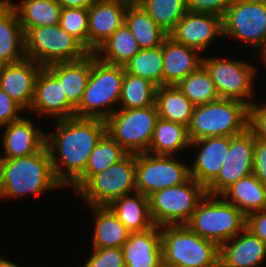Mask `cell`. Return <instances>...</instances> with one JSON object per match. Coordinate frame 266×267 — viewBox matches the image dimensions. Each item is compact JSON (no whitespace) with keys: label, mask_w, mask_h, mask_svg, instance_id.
<instances>
[{"label":"cell","mask_w":266,"mask_h":267,"mask_svg":"<svg viewBox=\"0 0 266 267\" xmlns=\"http://www.w3.org/2000/svg\"><path fill=\"white\" fill-rule=\"evenodd\" d=\"M84 267H125L123 252L121 248L109 247L92 249V254L88 258Z\"/></svg>","instance_id":"ab89813d"},{"label":"cell","mask_w":266,"mask_h":267,"mask_svg":"<svg viewBox=\"0 0 266 267\" xmlns=\"http://www.w3.org/2000/svg\"><path fill=\"white\" fill-rule=\"evenodd\" d=\"M0 267H21V266L16 265V264L12 263L11 261L0 258Z\"/></svg>","instance_id":"7dc6e473"},{"label":"cell","mask_w":266,"mask_h":267,"mask_svg":"<svg viewBox=\"0 0 266 267\" xmlns=\"http://www.w3.org/2000/svg\"><path fill=\"white\" fill-rule=\"evenodd\" d=\"M131 75L149 80L157 87L163 85V45L140 49L125 65Z\"/></svg>","instance_id":"e575fe53"},{"label":"cell","mask_w":266,"mask_h":267,"mask_svg":"<svg viewBox=\"0 0 266 267\" xmlns=\"http://www.w3.org/2000/svg\"><path fill=\"white\" fill-rule=\"evenodd\" d=\"M189 168L174 156L136 153V192L149 197L164 188L183 184L191 178Z\"/></svg>","instance_id":"7c38bea8"},{"label":"cell","mask_w":266,"mask_h":267,"mask_svg":"<svg viewBox=\"0 0 266 267\" xmlns=\"http://www.w3.org/2000/svg\"><path fill=\"white\" fill-rule=\"evenodd\" d=\"M59 25L88 50V9L62 8Z\"/></svg>","instance_id":"f35d334b"},{"label":"cell","mask_w":266,"mask_h":267,"mask_svg":"<svg viewBox=\"0 0 266 267\" xmlns=\"http://www.w3.org/2000/svg\"><path fill=\"white\" fill-rule=\"evenodd\" d=\"M220 196L246 216L252 212L266 210V186L253 173L239 179Z\"/></svg>","instance_id":"484cf974"},{"label":"cell","mask_w":266,"mask_h":267,"mask_svg":"<svg viewBox=\"0 0 266 267\" xmlns=\"http://www.w3.org/2000/svg\"><path fill=\"white\" fill-rule=\"evenodd\" d=\"M163 267H214L219 246L192 232L185 224L160 227Z\"/></svg>","instance_id":"277c9868"},{"label":"cell","mask_w":266,"mask_h":267,"mask_svg":"<svg viewBox=\"0 0 266 267\" xmlns=\"http://www.w3.org/2000/svg\"><path fill=\"white\" fill-rule=\"evenodd\" d=\"M217 177L206 187V193L221 195L239 179L253 173L254 135L247 129L230 137V148Z\"/></svg>","instance_id":"5bb4252c"},{"label":"cell","mask_w":266,"mask_h":267,"mask_svg":"<svg viewBox=\"0 0 266 267\" xmlns=\"http://www.w3.org/2000/svg\"><path fill=\"white\" fill-rule=\"evenodd\" d=\"M185 225L200 237L220 246L243 231L246 215L220 195L206 193Z\"/></svg>","instance_id":"8992f818"},{"label":"cell","mask_w":266,"mask_h":267,"mask_svg":"<svg viewBox=\"0 0 266 267\" xmlns=\"http://www.w3.org/2000/svg\"><path fill=\"white\" fill-rule=\"evenodd\" d=\"M132 0H96L88 9V51L94 53L125 23Z\"/></svg>","instance_id":"2e32d148"},{"label":"cell","mask_w":266,"mask_h":267,"mask_svg":"<svg viewBox=\"0 0 266 267\" xmlns=\"http://www.w3.org/2000/svg\"><path fill=\"white\" fill-rule=\"evenodd\" d=\"M157 86L147 79L124 72L120 109L145 108L155 105Z\"/></svg>","instance_id":"d590c367"},{"label":"cell","mask_w":266,"mask_h":267,"mask_svg":"<svg viewBox=\"0 0 266 267\" xmlns=\"http://www.w3.org/2000/svg\"><path fill=\"white\" fill-rule=\"evenodd\" d=\"M24 109L0 88V128L22 118Z\"/></svg>","instance_id":"7bdbcfd3"},{"label":"cell","mask_w":266,"mask_h":267,"mask_svg":"<svg viewBox=\"0 0 266 267\" xmlns=\"http://www.w3.org/2000/svg\"><path fill=\"white\" fill-rule=\"evenodd\" d=\"M42 65L23 58L0 65V88L24 110H29L34 96L35 82Z\"/></svg>","instance_id":"ac0fdd59"},{"label":"cell","mask_w":266,"mask_h":267,"mask_svg":"<svg viewBox=\"0 0 266 267\" xmlns=\"http://www.w3.org/2000/svg\"><path fill=\"white\" fill-rule=\"evenodd\" d=\"M125 24L135 36L140 49L161 46L169 36L135 0L127 6Z\"/></svg>","instance_id":"f1b7e54d"},{"label":"cell","mask_w":266,"mask_h":267,"mask_svg":"<svg viewBox=\"0 0 266 267\" xmlns=\"http://www.w3.org/2000/svg\"><path fill=\"white\" fill-rule=\"evenodd\" d=\"M124 72V66L103 62L92 53L91 72L76 117L106 120L113 114L117 109L112 105L119 102Z\"/></svg>","instance_id":"3957f363"},{"label":"cell","mask_w":266,"mask_h":267,"mask_svg":"<svg viewBox=\"0 0 266 267\" xmlns=\"http://www.w3.org/2000/svg\"><path fill=\"white\" fill-rule=\"evenodd\" d=\"M205 195L206 188L193 178L151 194L148 198L153 224L159 227L186 224Z\"/></svg>","instance_id":"ba28073f"},{"label":"cell","mask_w":266,"mask_h":267,"mask_svg":"<svg viewBox=\"0 0 266 267\" xmlns=\"http://www.w3.org/2000/svg\"><path fill=\"white\" fill-rule=\"evenodd\" d=\"M136 192V154L129 153L121 161L93 175L77 193L88 206H108L123 195Z\"/></svg>","instance_id":"9c48e42d"},{"label":"cell","mask_w":266,"mask_h":267,"mask_svg":"<svg viewBox=\"0 0 266 267\" xmlns=\"http://www.w3.org/2000/svg\"><path fill=\"white\" fill-rule=\"evenodd\" d=\"M190 142L185 125L159 117L147 153L174 156L189 148Z\"/></svg>","instance_id":"4dcf8cb0"},{"label":"cell","mask_w":266,"mask_h":267,"mask_svg":"<svg viewBox=\"0 0 266 267\" xmlns=\"http://www.w3.org/2000/svg\"><path fill=\"white\" fill-rule=\"evenodd\" d=\"M223 36L233 37L256 48L259 56L266 50V4L234 0L222 17Z\"/></svg>","instance_id":"8fae6325"},{"label":"cell","mask_w":266,"mask_h":267,"mask_svg":"<svg viewBox=\"0 0 266 267\" xmlns=\"http://www.w3.org/2000/svg\"><path fill=\"white\" fill-rule=\"evenodd\" d=\"M121 249L125 267H163L159 226L131 233Z\"/></svg>","instance_id":"44dd1931"},{"label":"cell","mask_w":266,"mask_h":267,"mask_svg":"<svg viewBox=\"0 0 266 267\" xmlns=\"http://www.w3.org/2000/svg\"><path fill=\"white\" fill-rule=\"evenodd\" d=\"M3 158H17L32 155L40 151L46 142V133L42 132L28 118H21L3 125Z\"/></svg>","instance_id":"7402d4cb"},{"label":"cell","mask_w":266,"mask_h":267,"mask_svg":"<svg viewBox=\"0 0 266 267\" xmlns=\"http://www.w3.org/2000/svg\"><path fill=\"white\" fill-rule=\"evenodd\" d=\"M246 228L266 243V210L248 214L246 216Z\"/></svg>","instance_id":"f6af8a7d"},{"label":"cell","mask_w":266,"mask_h":267,"mask_svg":"<svg viewBox=\"0 0 266 267\" xmlns=\"http://www.w3.org/2000/svg\"><path fill=\"white\" fill-rule=\"evenodd\" d=\"M234 0H187V8L193 12L209 13L223 17Z\"/></svg>","instance_id":"b9f144b4"},{"label":"cell","mask_w":266,"mask_h":267,"mask_svg":"<svg viewBox=\"0 0 266 267\" xmlns=\"http://www.w3.org/2000/svg\"><path fill=\"white\" fill-rule=\"evenodd\" d=\"M56 124L57 130L46 134L45 145L56 179L69 187L85 171L93 149L106 133V122L100 118L73 117L56 120Z\"/></svg>","instance_id":"6da1fadb"},{"label":"cell","mask_w":266,"mask_h":267,"mask_svg":"<svg viewBox=\"0 0 266 267\" xmlns=\"http://www.w3.org/2000/svg\"><path fill=\"white\" fill-rule=\"evenodd\" d=\"M2 161H3V157H1L0 155V181H1Z\"/></svg>","instance_id":"f907efd6"},{"label":"cell","mask_w":266,"mask_h":267,"mask_svg":"<svg viewBox=\"0 0 266 267\" xmlns=\"http://www.w3.org/2000/svg\"><path fill=\"white\" fill-rule=\"evenodd\" d=\"M22 29L26 58L43 67L56 62L77 61L90 53L59 24Z\"/></svg>","instance_id":"52a82bcc"},{"label":"cell","mask_w":266,"mask_h":267,"mask_svg":"<svg viewBox=\"0 0 266 267\" xmlns=\"http://www.w3.org/2000/svg\"><path fill=\"white\" fill-rule=\"evenodd\" d=\"M128 154L129 153L106 132L93 149L85 171L70 187L77 192L93 175L121 161Z\"/></svg>","instance_id":"f546056e"},{"label":"cell","mask_w":266,"mask_h":267,"mask_svg":"<svg viewBox=\"0 0 266 267\" xmlns=\"http://www.w3.org/2000/svg\"><path fill=\"white\" fill-rule=\"evenodd\" d=\"M24 32L9 0H0V65L25 58Z\"/></svg>","instance_id":"cb8c5ba5"},{"label":"cell","mask_w":266,"mask_h":267,"mask_svg":"<svg viewBox=\"0 0 266 267\" xmlns=\"http://www.w3.org/2000/svg\"><path fill=\"white\" fill-rule=\"evenodd\" d=\"M253 174L266 186V141L254 138Z\"/></svg>","instance_id":"ee69618b"},{"label":"cell","mask_w":266,"mask_h":267,"mask_svg":"<svg viewBox=\"0 0 266 267\" xmlns=\"http://www.w3.org/2000/svg\"><path fill=\"white\" fill-rule=\"evenodd\" d=\"M92 53L77 61L56 62L46 67L59 79L67 100L76 108L91 72Z\"/></svg>","instance_id":"d4e9b609"},{"label":"cell","mask_w":266,"mask_h":267,"mask_svg":"<svg viewBox=\"0 0 266 267\" xmlns=\"http://www.w3.org/2000/svg\"><path fill=\"white\" fill-rule=\"evenodd\" d=\"M64 187L55 177L46 145L38 152L17 158H3L0 198L38 195Z\"/></svg>","instance_id":"7a4b0ae2"},{"label":"cell","mask_w":266,"mask_h":267,"mask_svg":"<svg viewBox=\"0 0 266 267\" xmlns=\"http://www.w3.org/2000/svg\"><path fill=\"white\" fill-rule=\"evenodd\" d=\"M249 106L248 129L258 140L266 141V104Z\"/></svg>","instance_id":"60d3db41"},{"label":"cell","mask_w":266,"mask_h":267,"mask_svg":"<svg viewBox=\"0 0 266 267\" xmlns=\"http://www.w3.org/2000/svg\"><path fill=\"white\" fill-rule=\"evenodd\" d=\"M90 209L93 210L94 217H96L92 248H121L131 232L108 206H91Z\"/></svg>","instance_id":"83f0119b"},{"label":"cell","mask_w":266,"mask_h":267,"mask_svg":"<svg viewBox=\"0 0 266 267\" xmlns=\"http://www.w3.org/2000/svg\"><path fill=\"white\" fill-rule=\"evenodd\" d=\"M199 51L175 42L169 36L163 42V85H177L202 65Z\"/></svg>","instance_id":"603a6c76"},{"label":"cell","mask_w":266,"mask_h":267,"mask_svg":"<svg viewBox=\"0 0 266 267\" xmlns=\"http://www.w3.org/2000/svg\"><path fill=\"white\" fill-rule=\"evenodd\" d=\"M159 118L156 106L119 109L106 120V132L128 153L147 152Z\"/></svg>","instance_id":"30bf717a"},{"label":"cell","mask_w":266,"mask_h":267,"mask_svg":"<svg viewBox=\"0 0 266 267\" xmlns=\"http://www.w3.org/2000/svg\"><path fill=\"white\" fill-rule=\"evenodd\" d=\"M246 1L253 2V3L266 4V0H246Z\"/></svg>","instance_id":"681fc988"},{"label":"cell","mask_w":266,"mask_h":267,"mask_svg":"<svg viewBox=\"0 0 266 267\" xmlns=\"http://www.w3.org/2000/svg\"><path fill=\"white\" fill-rule=\"evenodd\" d=\"M139 50L135 36L124 23L94 53L103 62L124 66Z\"/></svg>","instance_id":"836d02e7"},{"label":"cell","mask_w":266,"mask_h":267,"mask_svg":"<svg viewBox=\"0 0 266 267\" xmlns=\"http://www.w3.org/2000/svg\"><path fill=\"white\" fill-rule=\"evenodd\" d=\"M168 35L177 43L204 51L217 36H223L222 17L188 10Z\"/></svg>","instance_id":"9a60e30c"},{"label":"cell","mask_w":266,"mask_h":267,"mask_svg":"<svg viewBox=\"0 0 266 267\" xmlns=\"http://www.w3.org/2000/svg\"><path fill=\"white\" fill-rule=\"evenodd\" d=\"M22 28L59 24L61 6L56 0H23L12 3Z\"/></svg>","instance_id":"d6a6232c"},{"label":"cell","mask_w":266,"mask_h":267,"mask_svg":"<svg viewBox=\"0 0 266 267\" xmlns=\"http://www.w3.org/2000/svg\"><path fill=\"white\" fill-rule=\"evenodd\" d=\"M176 86L194 106L220 99L215 84L203 65L183 78Z\"/></svg>","instance_id":"8d00e7d4"},{"label":"cell","mask_w":266,"mask_h":267,"mask_svg":"<svg viewBox=\"0 0 266 267\" xmlns=\"http://www.w3.org/2000/svg\"><path fill=\"white\" fill-rule=\"evenodd\" d=\"M259 57L266 65V50Z\"/></svg>","instance_id":"c3c4849f"},{"label":"cell","mask_w":266,"mask_h":267,"mask_svg":"<svg viewBox=\"0 0 266 267\" xmlns=\"http://www.w3.org/2000/svg\"><path fill=\"white\" fill-rule=\"evenodd\" d=\"M202 65L210 74L220 98L242 101L249 106L254 103L249 98L253 96L257 71L250 62L203 56Z\"/></svg>","instance_id":"4fadbf2b"},{"label":"cell","mask_w":266,"mask_h":267,"mask_svg":"<svg viewBox=\"0 0 266 267\" xmlns=\"http://www.w3.org/2000/svg\"><path fill=\"white\" fill-rule=\"evenodd\" d=\"M61 8H86L89 9L90 6H92L96 0H56Z\"/></svg>","instance_id":"bcb514c9"},{"label":"cell","mask_w":266,"mask_h":267,"mask_svg":"<svg viewBox=\"0 0 266 267\" xmlns=\"http://www.w3.org/2000/svg\"><path fill=\"white\" fill-rule=\"evenodd\" d=\"M265 259L266 243L246 227L219 246V263L223 267H260Z\"/></svg>","instance_id":"ffe728a7"},{"label":"cell","mask_w":266,"mask_h":267,"mask_svg":"<svg viewBox=\"0 0 266 267\" xmlns=\"http://www.w3.org/2000/svg\"><path fill=\"white\" fill-rule=\"evenodd\" d=\"M249 105L234 99L220 98L195 106L188 128L190 141L206 137H232L248 129Z\"/></svg>","instance_id":"5b68a950"},{"label":"cell","mask_w":266,"mask_h":267,"mask_svg":"<svg viewBox=\"0 0 266 267\" xmlns=\"http://www.w3.org/2000/svg\"><path fill=\"white\" fill-rule=\"evenodd\" d=\"M169 34L188 11L187 0H135Z\"/></svg>","instance_id":"74e56055"},{"label":"cell","mask_w":266,"mask_h":267,"mask_svg":"<svg viewBox=\"0 0 266 267\" xmlns=\"http://www.w3.org/2000/svg\"><path fill=\"white\" fill-rule=\"evenodd\" d=\"M214 267H223L219 262Z\"/></svg>","instance_id":"816d5d0a"},{"label":"cell","mask_w":266,"mask_h":267,"mask_svg":"<svg viewBox=\"0 0 266 267\" xmlns=\"http://www.w3.org/2000/svg\"><path fill=\"white\" fill-rule=\"evenodd\" d=\"M123 195L108 207L131 232H143L154 226L149 213V198L139 192Z\"/></svg>","instance_id":"4316f807"},{"label":"cell","mask_w":266,"mask_h":267,"mask_svg":"<svg viewBox=\"0 0 266 267\" xmlns=\"http://www.w3.org/2000/svg\"><path fill=\"white\" fill-rule=\"evenodd\" d=\"M29 111L54 116L56 120L76 117V108L67 100L59 79L47 67H42L37 76Z\"/></svg>","instance_id":"e0dca14e"},{"label":"cell","mask_w":266,"mask_h":267,"mask_svg":"<svg viewBox=\"0 0 266 267\" xmlns=\"http://www.w3.org/2000/svg\"><path fill=\"white\" fill-rule=\"evenodd\" d=\"M197 145L201 149L193 160V166L189 168L190 177L206 188L220 172L230 148V137H206L190 142V147Z\"/></svg>","instance_id":"d6986e66"},{"label":"cell","mask_w":266,"mask_h":267,"mask_svg":"<svg viewBox=\"0 0 266 267\" xmlns=\"http://www.w3.org/2000/svg\"><path fill=\"white\" fill-rule=\"evenodd\" d=\"M155 106L160 118L189 126L194 105L176 85L157 87Z\"/></svg>","instance_id":"1f68e13d"}]
</instances>
